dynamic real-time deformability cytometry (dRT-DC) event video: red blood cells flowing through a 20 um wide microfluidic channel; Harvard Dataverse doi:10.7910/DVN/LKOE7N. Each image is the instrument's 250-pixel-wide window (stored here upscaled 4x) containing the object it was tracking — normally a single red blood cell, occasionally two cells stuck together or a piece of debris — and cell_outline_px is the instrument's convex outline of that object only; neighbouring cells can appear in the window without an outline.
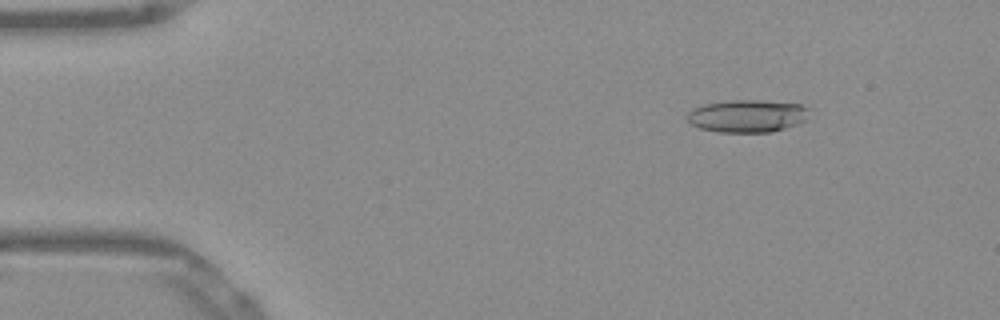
{"species": "Egyptian fruit bat (a non-hibernating species)", "species_latin": "Rousettus aegyptiacus", "temperature_condition": "warm", "stored_images_in_passage": 14, "camera_frame_rate_fps": 3000, "um_per_image_px": 0.085, "frame": {"image": 1, "passage_image": 7, "time_ms": 2.0, "image_size_px": [1000, 320], "cell_outline_px": [[808, 120], [772, 132], [716, 132], [700, 128], [692, 124], [684, 116], [692, 108], [704, 104], [732, 100], [756, 100], [800, 104], [808, 108]], "centroid_in_image_um": [63.49, 9.86], "position_along_channel_um": 21.5, "area_um2": 23.24}}